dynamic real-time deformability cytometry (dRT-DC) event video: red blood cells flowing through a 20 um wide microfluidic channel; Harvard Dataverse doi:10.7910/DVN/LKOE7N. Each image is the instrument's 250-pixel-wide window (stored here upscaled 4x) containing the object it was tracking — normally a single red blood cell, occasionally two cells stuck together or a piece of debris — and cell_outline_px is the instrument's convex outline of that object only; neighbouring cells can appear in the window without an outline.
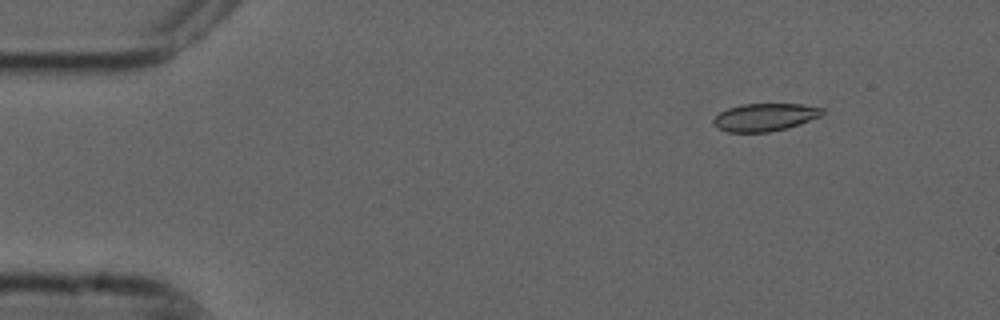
{"species": "common noctule bat (a hibernating species)", "species_latin": "Nyctalus noctula", "temperature_condition": "cold", "stored_images_in_passage": 4, "segment_of_instrument_passage": [1, 2], "camera_frame_rate_fps": 3000, "um_per_image_px": 0.085, "animal": {"sex": "male", "forearm_length_mm": 52.5}, "frame": {"image": 1, "passage_image": 2, "time_ms": 0.333, "image_size_px": [1000, 320], "cell_outline_px": [[824, 112], [820, 116], [800, 124], [788, 128], [768, 132], [728, 132], [716, 128], [712, 124], [712, 120], [720, 112], [728, 108], [740, 104], [800, 104], [824, 108]], "centroid_in_image_um": [64.98, 9.96], "position_along_channel_um": 20.0, "area_um2": 17.69}}